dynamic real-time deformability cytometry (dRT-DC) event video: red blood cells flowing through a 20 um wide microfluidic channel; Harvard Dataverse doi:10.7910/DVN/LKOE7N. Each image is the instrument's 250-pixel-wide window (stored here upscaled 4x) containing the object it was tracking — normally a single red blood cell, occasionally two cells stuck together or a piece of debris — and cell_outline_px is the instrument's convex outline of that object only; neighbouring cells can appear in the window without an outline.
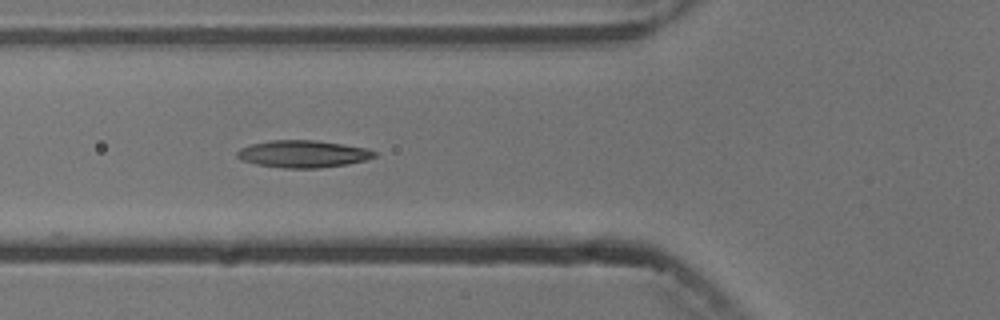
{"species": "common noctule bat (a hibernating species)", "species_latin": "Nyctalus noctula", "temperature_condition": "cold", "stored_images_in_passage": 5, "camera_frame_rate_fps": 3000, "um_per_image_px": 0.085, "animal": {"sex": "male", "body_mass_g": 13.3}, "frame": {"image": 1, "passage_image": 5, "time_ms": 4.667, "image_size_px": [1000, 320], "cell_outline_px": [[376, 156], [364, 160], [348, 164], [320, 168], [284, 168], [256, 164], [240, 160], [236, 156], [236, 152], [240, 148], [252, 144], [272, 140], [316, 140], [368, 148], [376, 152]], "centroid_in_image_um": [25.75, 13.08], "position_along_channel_um": 100.1, "area_um2": 21.79}}